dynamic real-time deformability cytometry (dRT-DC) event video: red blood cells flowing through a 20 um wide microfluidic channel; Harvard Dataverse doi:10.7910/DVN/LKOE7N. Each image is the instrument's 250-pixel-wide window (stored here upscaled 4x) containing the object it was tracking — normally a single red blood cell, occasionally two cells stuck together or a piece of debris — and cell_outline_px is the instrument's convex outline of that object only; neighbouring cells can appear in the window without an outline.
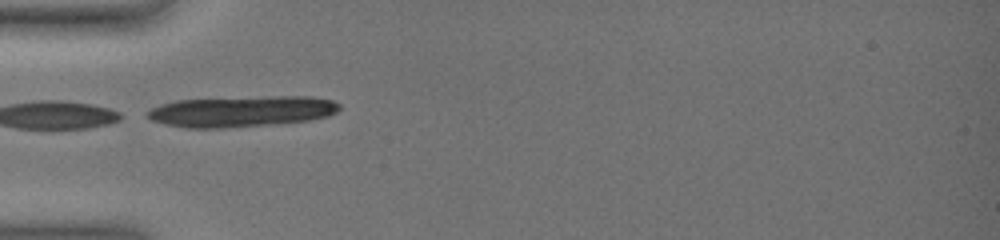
{"species": "common noctule bat (a hibernating species)", "species_latin": "Nyctalus noctula", "temperature_condition": "warm", "stored_images_in_passage": 70, "camera_frame_rate_fps": 3000, "um_per_image_px": 0.085, "animal": {"sex": "female", "body_mass_g": 19.0, "forearm_length_mm": 51.5}, "frame": {"image": 1, "passage_image": 1, "time_ms": 0.0, "image_size_px": [1000, 240], "cell_outline_px": [[340, 108], [336, 112], [328, 116], [308, 120], [272, 124], [224, 128], [184, 128], [164, 124], [152, 120], [144, 116], [144, 112], [160, 104], [176, 100], [276, 96], [312, 96], [332, 100], [340, 104]], "centroid_in_image_um": [20.49, 9.47], "position_along_channel_um": 64.5, "area_um2": 34.74}}
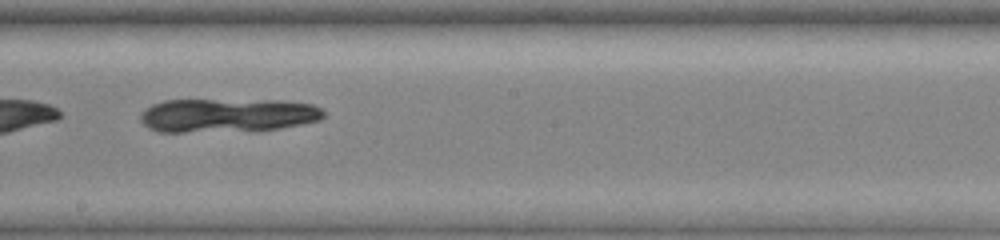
{"frame": {"image": 2, "passage_image": 32, "time_ms": 4.667, "image_size_px": [1000, 240], "cell_outline_px": [[324, 116], [320, 120], [280, 128], [256, 132], [160, 132], [148, 128], [140, 120], [140, 112], [144, 108], [152, 104], [164, 100], [280, 100], [312, 104], [320, 108], [324, 112]], "centroid_in_image_um": [19.31, 9.82], "position_along_channel_um": 228.9, "area_um2": 36.93}}